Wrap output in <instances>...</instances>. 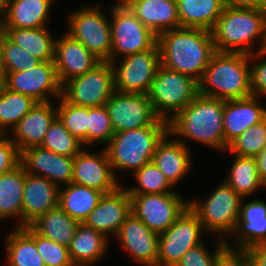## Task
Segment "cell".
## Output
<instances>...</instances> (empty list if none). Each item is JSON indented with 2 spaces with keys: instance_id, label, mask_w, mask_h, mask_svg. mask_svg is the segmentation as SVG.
<instances>
[{
  "instance_id": "6da1fadb",
  "label": "cell",
  "mask_w": 266,
  "mask_h": 266,
  "mask_svg": "<svg viewBox=\"0 0 266 266\" xmlns=\"http://www.w3.org/2000/svg\"><path fill=\"white\" fill-rule=\"evenodd\" d=\"M161 65L200 81L216 52L212 33L201 28L179 27L157 36Z\"/></svg>"
},
{
  "instance_id": "7a4b0ae2",
  "label": "cell",
  "mask_w": 266,
  "mask_h": 266,
  "mask_svg": "<svg viewBox=\"0 0 266 266\" xmlns=\"http://www.w3.org/2000/svg\"><path fill=\"white\" fill-rule=\"evenodd\" d=\"M223 115L224 100L198 94L168 121L169 133L184 145L190 139L225 153Z\"/></svg>"
},
{
  "instance_id": "3957f363",
  "label": "cell",
  "mask_w": 266,
  "mask_h": 266,
  "mask_svg": "<svg viewBox=\"0 0 266 266\" xmlns=\"http://www.w3.org/2000/svg\"><path fill=\"white\" fill-rule=\"evenodd\" d=\"M211 33L218 52L250 55L266 49V10L225 7Z\"/></svg>"
},
{
  "instance_id": "277c9868",
  "label": "cell",
  "mask_w": 266,
  "mask_h": 266,
  "mask_svg": "<svg viewBox=\"0 0 266 266\" xmlns=\"http://www.w3.org/2000/svg\"><path fill=\"white\" fill-rule=\"evenodd\" d=\"M199 95L233 100L252 96L249 55L216 51L198 82Z\"/></svg>"
},
{
  "instance_id": "5b68a950",
  "label": "cell",
  "mask_w": 266,
  "mask_h": 266,
  "mask_svg": "<svg viewBox=\"0 0 266 266\" xmlns=\"http://www.w3.org/2000/svg\"><path fill=\"white\" fill-rule=\"evenodd\" d=\"M169 133V124H151L148 127L114 133L105 146L112 170H131V175L152 162L158 144ZM133 171V172H132Z\"/></svg>"
},
{
  "instance_id": "8992f818",
  "label": "cell",
  "mask_w": 266,
  "mask_h": 266,
  "mask_svg": "<svg viewBox=\"0 0 266 266\" xmlns=\"http://www.w3.org/2000/svg\"><path fill=\"white\" fill-rule=\"evenodd\" d=\"M198 94V81L163 65L159 66L148 92L155 114L166 121H170Z\"/></svg>"
},
{
  "instance_id": "52a82bcc",
  "label": "cell",
  "mask_w": 266,
  "mask_h": 266,
  "mask_svg": "<svg viewBox=\"0 0 266 266\" xmlns=\"http://www.w3.org/2000/svg\"><path fill=\"white\" fill-rule=\"evenodd\" d=\"M244 200L225 181L204 199L189 201V208L198 216L205 232L226 238L234 231L239 218L241 202Z\"/></svg>"
},
{
  "instance_id": "ba28073f",
  "label": "cell",
  "mask_w": 266,
  "mask_h": 266,
  "mask_svg": "<svg viewBox=\"0 0 266 266\" xmlns=\"http://www.w3.org/2000/svg\"><path fill=\"white\" fill-rule=\"evenodd\" d=\"M80 7L67 17L65 31L82 43L101 62L111 61L112 40L110 19L101 11V5Z\"/></svg>"
},
{
  "instance_id": "9c48e42d",
  "label": "cell",
  "mask_w": 266,
  "mask_h": 266,
  "mask_svg": "<svg viewBox=\"0 0 266 266\" xmlns=\"http://www.w3.org/2000/svg\"><path fill=\"white\" fill-rule=\"evenodd\" d=\"M118 2L108 10L110 14L112 13V21L110 20L111 61L145 52L157 44V36L135 16L122 0Z\"/></svg>"
},
{
  "instance_id": "30bf717a",
  "label": "cell",
  "mask_w": 266,
  "mask_h": 266,
  "mask_svg": "<svg viewBox=\"0 0 266 266\" xmlns=\"http://www.w3.org/2000/svg\"><path fill=\"white\" fill-rule=\"evenodd\" d=\"M114 92L110 62H100L92 70L69 79L61 86V97L66 102L89 108L105 105Z\"/></svg>"
},
{
  "instance_id": "8fae6325",
  "label": "cell",
  "mask_w": 266,
  "mask_h": 266,
  "mask_svg": "<svg viewBox=\"0 0 266 266\" xmlns=\"http://www.w3.org/2000/svg\"><path fill=\"white\" fill-rule=\"evenodd\" d=\"M120 62V63H118ZM114 74L115 91L148 94L161 65L158 44L145 52L110 61Z\"/></svg>"
},
{
  "instance_id": "7c38bea8",
  "label": "cell",
  "mask_w": 266,
  "mask_h": 266,
  "mask_svg": "<svg viewBox=\"0 0 266 266\" xmlns=\"http://www.w3.org/2000/svg\"><path fill=\"white\" fill-rule=\"evenodd\" d=\"M129 195L131 212L158 234L166 231L189 207V201L177 192Z\"/></svg>"
},
{
  "instance_id": "4fadbf2b",
  "label": "cell",
  "mask_w": 266,
  "mask_h": 266,
  "mask_svg": "<svg viewBox=\"0 0 266 266\" xmlns=\"http://www.w3.org/2000/svg\"><path fill=\"white\" fill-rule=\"evenodd\" d=\"M204 231L198 216L188 207L166 231L159 234L157 266H176L188 250L203 242Z\"/></svg>"
},
{
  "instance_id": "5bb4252c",
  "label": "cell",
  "mask_w": 266,
  "mask_h": 266,
  "mask_svg": "<svg viewBox=\"0 0 266 266\" xmlns=\"http://www.w3.org/2000/svg\"><path fill=\"white\" fill-rule=\"evenodd\" d=\"M105 106L114 133L148 127L151 124H169L155 114L148 94L115 91Z\"/></svg>"
},
{
  "instance_id": "9a60e30c",
  "label": "cell",
  "mask_w": 266,
  "mask_h": 266,
  "mask_svg": "<svg viewBox=\"0 0 266 266\" xmlns=\"http://www.w3.org/2000/svg\"><path fill=\"white\" fill-rule=\"evenodd\" d=\"M0 78L5 88L32 97L37 102H49L51 95L57 100L61 97L62 85L53 61L40 62L29 70L0 73Z\"/></svg>"
},
{
  "instance_id": "2e32d148",
  "label": "cell",
  "mask_w": 266,
  "mask_h": 266,
  "mask_svg": "<svg viewBox=\"0 0 266 266\" xmlns=\"http://www.w3.org/2000/svg\"><path fill=\"white\" fill-rule=\"evenodd\" d=\"M114 175L105 149L89 152L82 149L73 157L72 183L104 193L115 191L122 183Z\"/></svg>"
},
{
  "instance_id": "e0dca14e",
  "label": "cell",
  "mask_w": 266,
  "mask_h": 266,
  "mask_svg": "<svg viewBox=\"0 0 266 266\" xmlns=\"http://www.w3.org/2000/svg\"><path fill=\"white\" fill-rule=\"evenodd\" d=\"M115 238L134 261L143 266H157L159 234L146 227L133 213L120 226Z\"/></svg>"
},
{
  "instance_id": "ac0fdd59",
  "label": "cell",
  "mask_w": 266,
  "mask_h": 266,
  "mask_svg": "<svg viewBox=\"0 0 266 266\" xmlns=\"http://www.w3.org/2000/svg\"><path fill=\"white\" fill-rule=\"evenodd\" d=\"M131 213L130 195L127 189L120 185L115 191L101 196L97 206L83 223L109 238L117 235L120 226Z\"/></svg>"
},
{
  "instance_id": "d6986e66",
  "label": "cell",
  "mask_w": 266,
  "mask_h": 266,
  "mask_svg": "<svg viewBox=\"0 0 266 266\" xmlns=\"http://www.w3.org/2000/svg\"><path fill=\"white\" fill-rule=\"evenodd\" d=\"M20 164L27 173L44 177L59 187L72 183L73 157L32 146L21 152Z\"/></svg>"
},
{
  "instance_id": "ffe728a7",
  "label": "cell",
  "mask_w": 266,
  "mask_h": 266,
  "mask_svg": "<svg viewBox=\"0 0 266 266\" xmlns=\"http://www.w3.org/2000/svg\"><path fill=\"white\" fill-rule=\"evenodd\" d=\"M54 65L60 84L92 70L101 61L82 43L65 33L56 39Z\"/></svg>"
},
{
  "instance_id": "44dd1931",
  "label": "cell",
  "mask_w": 266,
  "mask_h": 266,
  "mask_svg": "<svg viewBox=\"0 0 266 266\" xmlns=\"http://www.w3.org/2000/svg\"><path fill=\"white\" fill-rule=\"evenodd\" d=\"M259 99L261 98L250 96L224 100L223 132L225 151L228 145L249 127L266 119V106H263Z\"/></svg>"
},
{
  "instance_id": "7402d4cb",
  "label": "cell",
  "mask_w": 266,
  "mask_h": 266,
  "mask_svg": "<svg viewBox=\"0 0 266 266\" xmlns=\"http://www.w3.org/2000/svg\"><path fill=\"white\" fill-rule=\"evenodd\" d=\"M60 187L48 179L26 172L23 204L22 227L29 226L49 210L59 206Z\"/></svg>"
},
{
  "instance_id": "603a6c76",
  "label": "cell",
  "mask_w": 266,
  "mask_h": 266,
  "mask_svg": "<svg viewBox=\"0 0 266 266\" xmlns=\"http://www.w3.org/2000/svg\"><path fill=\"white\" fill-rule=\"evenodd\" d=\"M236 240V244L229 243V239L225 243L231 247H240L249 249L255 245L266 244V202L258 198L245 203L241 202L239 210V218L237 220L234 231L231 233Z\"/></svg>"
},
{
  "instance_id": "cb8c5ba5",
  "label": "cell",
  "mask_w": 266,
  "mask_h": 266,
  "mask_svg": "<svg viewBox=\"0 0 266 266\" xmlns=\"http://www.w3.org/2000/svg\"><path fill=\"white\" fill-rule=\"evenodd\" d=\"M56 118L57 109L52 101L37 102L11 131V140L17 145L19 152L32 146H40Z\"/></svg>"
},
{
  "instance_id": "d4e9b609",
  "label": "cell",
  "mask_w": 266,
  "mask_h": 266,
  "mask_svg": "<svg viewBox=\"0 0 266 266\" xmlns=\"http://www.w3.org/2000/svg\"><path fill=\"white\" fill-rule=\"evenodd\" d=\"M156 36L180 27L176 0H122Z\"/></svg>"
},
{
  "instance_id": "484cf974",
  "label": "cell",
  "mask_w": 266,
  "mask_h": 266,
  "mask_svg": "<svg viewBox=\"0 0 266 266\" xmlns=\"http://www.w3.org/2000/svg\"><path fill=\"white\" fill-rule=\"evenodd\" d=\"M170 138L168 133L158 144L152 162L165 175L169 183L176 187L175 185L191 170L193 161H191L190 151L192 150L182 142Z\"/></svg>"
},
{
  "instance_id": "4316f807",
  "label": "cell",
  "mask_w": 266,
  "mask_h": 266,
  "mask_svg": "<svg viewBox=\"0 0 266 266\" xmlns=\"http://www.w3.org/2000/svg\"><path fill=\"white\" fill-rule=\"evenodd\" d=\"M110 244L103 233L80 223L68 250L74 266H94L104 259Z\"/></svg>"
},
{
  "instance_id": "83f0119b",
  "label": "cell",
  "mask_w": 266,
  "mask_h": 266,
  "mask_svg": "<svg viewBox=\"0 0 266 266\" xmlns=\"http://www.w3.org/2000/svg\"><path fill=\"white\" fill-rule=\"evenodd\" d=\"M52 3L49 0H8L3 28L48 27Z\"/></svg>"
},
{
  "instance_id": "f1b7e54d",
  "label": "cell",
  "mask_w": 266,
  "mask_h": 266,
  "mask_svg": "<svg viewBox=\"0 0 266 266\" xmlns=\"http://www.w3.org/2000/svg\"><path fill=\"white\" fill-rule=\"evenodd\" d=\"M26 171L20 164L0 176V221L18 218L16 227H22L23 190Z\"/></svg>"
},
{
  "instance_id": "f546056e",
  "label": "cell",
  "mask_w": 266,
  "mask_h": 266,
  "mask_svg": "<svg viewBox=\"0 0 266 266\" xmlns=\"http://www.w3.org/2000/svg\"><path fill=\"white\" fill-rule=\"evenodd\" d=\"M13 230L5 241L6 265L45 266L36 247V232L30 226L16 227Z\"/></svg>"
},
{
  "instance_id": "4dcf8cb0",
  "label": "cell",
  "mask_w": 266,
  "mask_h": 266,
  "mask_svg": "<svg viewBox=\"0 0 266 266\" xmlns=\"http://www.w3.org/2000/svg\"><path fill=\"white\" fill-rule=\"evenodd\" d=\"M180 27L211 31L221 16L223 0H176Z\"/></svg>"
},
{
  "instance_id": "1f68e13d",
  "label": "cell",
  "mask_w": 266,
  "mask_h": 266,
  "mask_svg": "<svg viewBox=\"0 0 266 266\" xmlns=\"http://www.w3.org/2000/svg\"><path fill=\"white\" fill-rule=\"evenodd\" d=\"M3 29L12 42L24 48L41 62L54 60L56 38L52 36L48 27Z\"/></svg>"
},
{
  "instance_id": "d6a6232c",
  "label": "cell",
  "mask_w": 266,
  "mask_h": 266,
  "mask_svg": "<svg viewBox=\"0 0 266 266\" xmlns=\"http://www.w3.org/2000/svg\"><path fill=\"white\" fill-rule=\"evenodd\" d=\"M79 224V221L71 218L57 206L40 216L29 226L38 235L68 247Z\"/></svg>"
},
{
  "instance_id": "836d02e7",
  "label": "cell",
  "mask_w": 266,
  "mask_h": 266,
  "mask_svg": "<svg viewBox=\"0 0 266 266\" xmlns=\"http://www.w3.org/2000/svg\"><path fill=\"white\" fill-rule=\"evenodd\" d=\"M102 195L99 190L70 183L60 187L59 207L71 218L83 223Z\"/></svg>"
},
{
  "instance_id": "e575fe53",
  "label": "cell",
  "mask_w": 266,
  "mask_h": 266,
  "mask_svg": "<svg viewBox=\"0 0 266 266\" xmlns=\"http://www.w3.org/2000/svg\"><path fill=\"white\" fill-rule=\"evenodd\" d=\"M232 166L224 180L238 195L247 198L265 187L257 173L254 157L233 156Z\"/></svg>"
},
{
  "instance_id": "d590c367",
  "label": "cell",
  "mask_w": 266,
  "mask_h": 266,
  "mask_svg": "<svg viewBox=\"0 0 266 266\" xmlns=\"http://www.w3.org/2000/svg\"><path fill=\"white\" fill-rule=\"evenodd\" d=\"M37 101L27 95L16 93L0 84V134L8 131L36 105Z\"/></svg>"
},
{
  "instance_id": "8d00e7d4",
  "label": "cell",
  "mask_w": 266,
  "mask_h": 266,
  "mask_svg": "<svg viewBox=\"0 0 266 266\" xmlns=\"http://www.w3.org/2000/svg\"><path fill=\"white\" fill-rule=\"evenodd\" d=\"M59 100L56 106L57 117L83 147H88V107L73 105L62 97Z\"/></svg>"
},
{
  "instance_id": "74e56055",
  "label": "cell",
  "mask_w": 266,
  "mask_h": 266,
  "mask_svg": "<svg viewBox=\"0 0 266 266\" xmlns=\"http://www.w3.org/2000/svg\"><path fill=\"white\" fill-rule=\"evenodd\" d=\"M132 175L137 180L134 187L126 188L129 194H164L176 192L173 186L166 179L160 169L150 162L140 169L136 170Z\"/></svg>"
},
{
  "instance_id": "f35d334b",
  "label": "cell",
  "mask_w": 266,
  "mask_h": 266,
  "mask_svg": "<svg viewBox=\"0 0 266 266\" xmlns=\"http://www.w3.org/2000/svg\"><path fill=\"white\" fill-rule=\"evenodd\" d=\"M40 146L68 157L76 156L84 148L64 127V124L58 117L48 128Z\"/></svg>"
},
{
  "instance_id": "ab89813d",
  "label": "cell",
  "mask_w": 266,
  "mask_h": 266,
  "mask_svg": "<svg viewBox=\"0 0 266 266\" xmlns=\"http://www.w3.org/2000/svg\"><path fill=\"white\" fill-rule=\"evenodd\" d=\"M40 62L39 59L4 35L0 53V73L29 70Z\"/></svg>"
},
{
  "instance_id": "60d3db41",
  "label": "cell",
  "mask_w": 266,
  "mask_h": 266,
  "mask_svg": "<svg viewBox=\"0 0 266 266\" xmlns=\"http://www.w3.org/2000/svg\"><path fill=\"white\" fill-rule=\"evenodd\" d=\"M266 146V119L249 127L234 139L225 152L242 157H255Z\"/></svg>"
},
{
  "instance_id": "b9f144b4",
  "label": "cell",
  "mask_w": 266,
  "mask_h": 266,
  "mask_svg": "<svg viewBox=\"0 0 266 266\" xmlns=\"http://www.w3.org/2000/svg\"><path fill=\"white\" fill-rule=\"evenodd\" d=\"M114 135V128L105 105L88 107V145L108 144Z\"/></svg>"
},
{
  "instance_id": "7bdbcfd3",
  "label": "cell",
  "mask_w": 266,
  "mask_h": 266,
  "mask_svg": "<svg viewBox=\"0 0 266 266\" xmlns=\"http://www.w3.org/2000/svg\"><path fill=\"white\" fill-rule=\"evenodd\" d=\"M36 247L45 266H74L67 246L36 233Z\"/></svg>"
},
{
  "instance_id": "ee69618b",
  "label": "cell",
  "mask_w": 266,
  "mask_h": 266,
  "mask_svg": "<svg viewBox=\"0 0 266 266\" xmlns=\"http://www.w3.org/2000/svg\"><path fill=\"white\" fill-rule=\"evenodd\" d=\"M225 240L218 238L215 250L212 254L208 251L204 242L192 247L180 259L176 266H214L217 252L225 245Z\"/></svg>"
},
{
  "instance_id": "f6af8a7d",
  "label": "cell",
  "mask_w": 266,
  "mask_h": 266,
  "mask_svg": "<svg viewBox=\"0 0 266 266\" xmlns=\"http://www.w3.org/2000/svg\"><path fill=\"white\" fill-rule=\"evenodd\" d=\"M266 49L249 55L252 96L266 98ZM263 58L265 60H263ZM261 59V60H260ZM252 60L257 61L256 63ZM252 63V64H251Z\"/></svg>"
},
{
  "instance_id": "bcb514c9",
  "label": "cell",
  "mask_w": 266,
  "mask_h": 266,
  "mask_svg": "<svg viewBox=\"0 0 266 266\" xmlns=\"http://www.w3.org/2000/svg\"><path fill=\"white\" fill-rule=\"evenodd\" d=\"M20 158L21 153L8 134H0V176L19 166Z\"/></svg>"
},
{
  "instance_id": "7dc6e473",
  "label": "cell",
  "mask_w": 266,
  "mask_h": 266,
  "mask_svg": "<svg viewBox=\"0 0 266 266\" xmlns=\"http://www.w3.org/2000/svg\"><path fill=\"white\" fill-rule=\"evenodd\" d=\"M214 266H250L248 249L225 244L217 252Z\"/></svg>"
},
{
  "instance_id": "c3c4849f",
  "label": "cell",
  "mask_w": 266,
  "mask_h": 266,
  "mask_svg": "<svg viewBox=\"0 0 266 266\" xmlns=\"http://www.w3.org/2000/svg\"><path fill=\"white\" fill-rule=\"evenodd\" d=\"M250 266H266V244H259L248 249Z\"/></svg>"
},
{
  "instance_id": "681fc988",
  "label": "cell",
  "mask_w": 266,
  "mask_h": 266,
  "mask_svg": "<svg viewBox=\"0 0 266 266\" xmlns=\"http://www.w3.org/2000/svg\"><path fill=\"white\" fill-rule=\"evenodd\" d=\"M225 7L230 8H265L266 0H223Z\"/></svg>"
},
{
  "instance_id": "f907efd6",
  "label": "cell",
  "mask_w": 266,
  "mask_h": 266,
  "mask_svg": "<svg viewBox=\"0 0 266 266\" xmlns=\"http://www.w3.org/2000/svg\"><path fill=\"white\" fill-rule=\"evenodd\" d=\"M256 161L257 173L260 178L266 183V146L254 157Z\"/></svg>"
},
{
  "instance_id": "816d5d0a",
  "label": "cell",
  "mask_w": 266,
  "mask_h": 266,
  "mask_svg": "<svg viewBox=\"0 0 266 266\" xmlns=\"http://www.w3.org/2000/svg\"><path fill=\"white\" fill-rule=\"evenodd\" d=\"M8 0H0V26L4 25L7 15Z\"/></svg>"
},
{
  "instance_id": "f5cc1de1",
  "label": "cell",
  "mask_w": 266,
  "mask_h": 266,
  "mask_svg": "<svg viewBox=\"0 0 266 266\" xmlns=\"http://www.w3.org/2000/svg\"><path fill=\"white\" fill-rule=\"evenodd\" d=\"M4 35H5V31L3 29V26H0V53H1V45H2Z\"/></svg>"
}]
</instances>
